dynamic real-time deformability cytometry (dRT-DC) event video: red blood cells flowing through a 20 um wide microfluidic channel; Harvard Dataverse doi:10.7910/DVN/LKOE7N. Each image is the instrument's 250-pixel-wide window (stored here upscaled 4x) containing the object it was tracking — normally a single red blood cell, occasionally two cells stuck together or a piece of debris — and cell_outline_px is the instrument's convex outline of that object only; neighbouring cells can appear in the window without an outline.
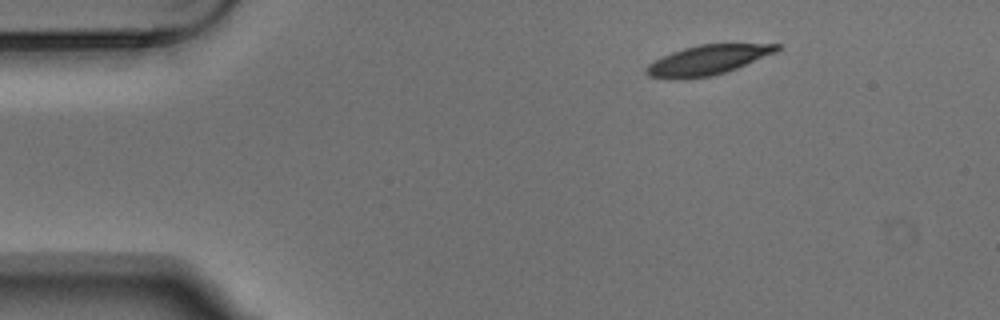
{"species": "Egyptian fruit bat (a non-hibernating species)", "species_latin": "Rousettus aegyptiacus", "temperature_condition": "warm", "stored_images_in_passage": 3, "camera_frame_rate_fps": 3000, "um_per_image_px": 0.085, "animal": {"sex": "male"}, "frame": {"image": 1, "passage_image": 1, "time_ms": 0.0, "image_size_px": [1000, 320], "cell_outline_px": [[780, 48], [776, 52], [736, 68], [712, 76], [648, 76], [644, 72], [644, 68], [648, 64], [672, 52], [684, 48], [700, 44], [780, 44]], "centroid_in_image_um": [60.2, 5.05], "position_along_channel_um": 24.8, "area_um2": 21.5}}
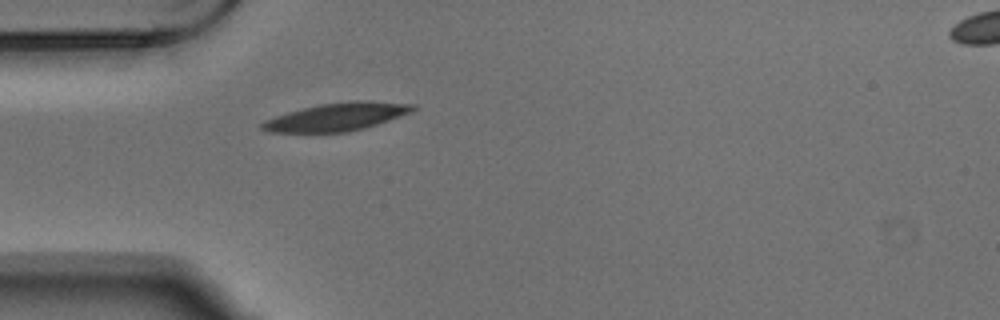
{"frame": {"image": 2, "passage_image": 3, "time_ms": 0.667, "image_size_px": [1000, 320], "cell_outline_px": [[416, 108], [412, 112], [364, 128], [348, 132], [268, 132], [260, 128], [260, 124], [264, 120], [288, 112], [320, 104], [352, 100], [368, 100], [416, 104]], "centroid_in_image_um": [28.65, 9.92], "position_along_channel_um": 56.4, "area_um2": 24.51}}